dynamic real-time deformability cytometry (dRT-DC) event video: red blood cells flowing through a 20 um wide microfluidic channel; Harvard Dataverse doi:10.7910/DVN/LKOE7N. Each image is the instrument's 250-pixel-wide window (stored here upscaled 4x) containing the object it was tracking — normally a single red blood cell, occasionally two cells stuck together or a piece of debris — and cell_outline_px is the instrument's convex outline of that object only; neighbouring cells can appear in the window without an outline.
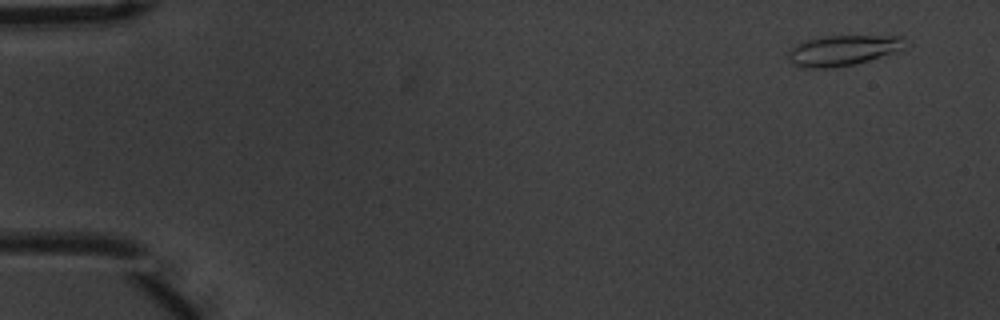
{"species": "common noctule bat (a hibernating species)", "species_latin": "Nyctalus noctula", "temperature_condition": "warm", "stored_images_in_passage": 6, "camera_frame_rate_fps": 3000, "um_per_image_px": 0.085, "animal": {"sex": "male", "body_mass_g": 20.1, "forearm_length_mm": 53.5}, "frame": {"image": 1, "passage_image": 1, "time_ms": 0.0, "image_size_px": [1000, 320], "cell_outline_px": [[904, 48], [900, 52], [856, 64], [828, 68], [804, 68], [788, 60], [788, 52], [792, 48], [804, 40], [824, 36], [904, 36]], "centroid_in_image_um": [71.69, 4.29], "position_along_channel_um": 13.3, "area_um2": 20.87}}
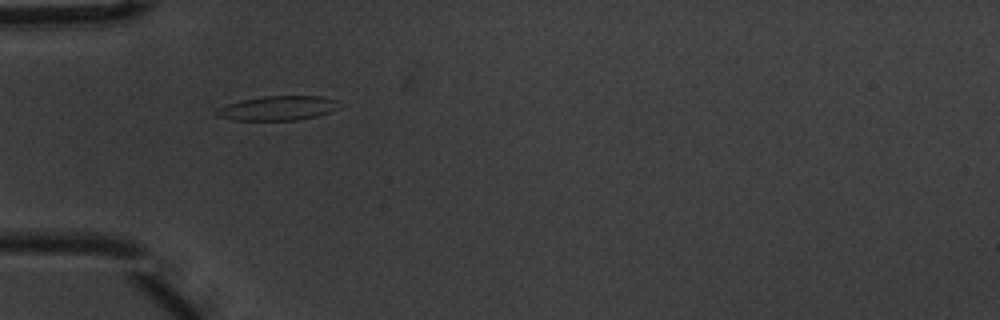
{"frame": {"image": 2, "passage_image": 5, "time_ms": 1.333, "image_size_px": [1000, 320], "cell_outline_px": [[336, 108], [328, 112], [316, 116], [296, 120], [232, 120], [216, 116], [216, 108], [240, 100], [264, 96], [324, 96], [336, 100]], "centroid_in_image_um": [23.54, 9.19], "position_along_channel_um": 61.5, "area_um2": 17.28}}